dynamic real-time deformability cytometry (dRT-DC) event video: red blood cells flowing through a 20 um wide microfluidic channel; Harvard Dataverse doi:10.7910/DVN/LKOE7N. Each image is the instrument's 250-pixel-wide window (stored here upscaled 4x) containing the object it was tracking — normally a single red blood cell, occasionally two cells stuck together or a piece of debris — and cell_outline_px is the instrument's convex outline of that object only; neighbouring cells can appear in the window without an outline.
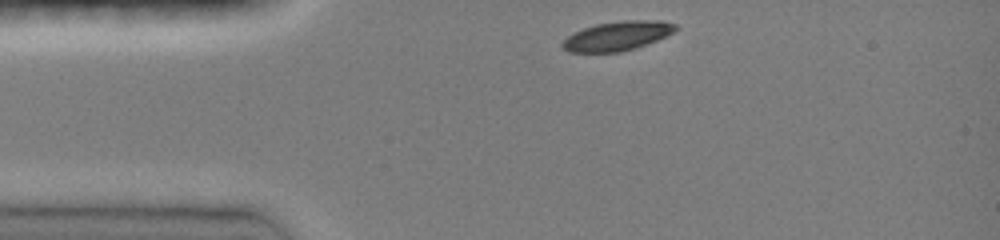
{"species": "common noctule bat (a hibernating species)", "species_latin": "Nyctalus noctula", "temperature_condition": "room temperature", "stored_images_in_passage": 31, "camera_frame_rate_fps": 3000, "um_per_image_px": 0.085, "animal": {"sex": "female", "body_mass_g": 19.0, "forearm_length_mm": 51.5}, "frame": {"image": 1, "passage_image": 1, "time_ms": 0.0, "image_size_px": [1000, 240], "cell_outline_px": [[676, 28], [672, 32], [656, 40], [636, 48], [620, 52], [568, 52], [560, 44], [568, 36], [584, 28], [596, 24], [624, 20], [660, 20], [676, 24]], "centroid_in_image_um": [52.46, 3.05], "position_along_channel_um": 32.5, "area_um2": 19.02}}
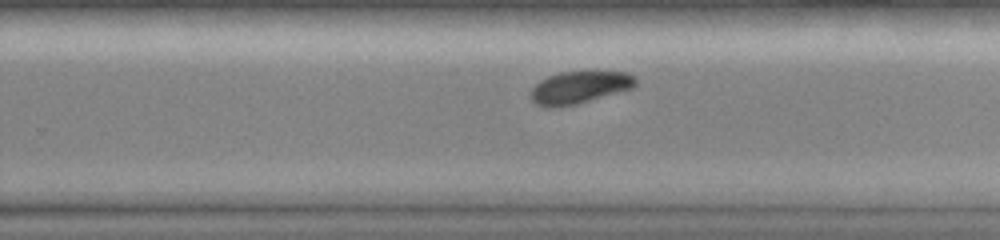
{"frame": {"image": 2, "passage_image": 20, "time_ms": 6.333, "image_size_px": [1000, 240], "cell_outline_px": [[636, 84], [632, 88], [576, 104], [560, 108], [544, 108], [536, 104], [528, 96], [532, 88], [540, 80], [548, 76], [560, 72], [592, 68], [628, 72], [636, 76]], "centroid_in_image_um": [49.25, 7.38], "position_along_channel_um": 280.5, "area_um2": 20.87}}
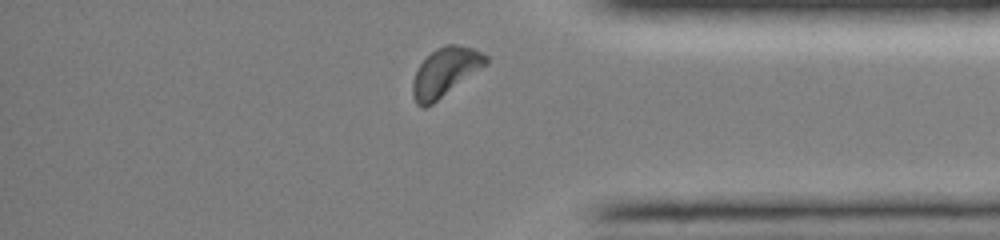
{"frame": {"image": 3, "passage_image": 29, "time_ms": 9.333, "image_size_px": [1000, 240], "cell_outline_px": [[488, 64], [432, 104], [424, 108], [420, 108], [416, 104], [412, 96], [412, 80], [420, 64], [436, 48], [448, 44], [456, 44], [472, 48], [488, 56]], "centroid_in_image_um": [37.83, 6.14], "position_along_channel_um": 397.4, "area_um2": 20.69}, "authors_computed_cell_mechanics": {"area_um2": 20.6924, "velocity_mm_per_s": 4.0538, "shape_relaxation_time_tau1_ms": 2.0423, "shape_relaxation_time_tau2_ms": null, "deformation_change_tau1": 0.1151, "deformation_change_tau2": null}}